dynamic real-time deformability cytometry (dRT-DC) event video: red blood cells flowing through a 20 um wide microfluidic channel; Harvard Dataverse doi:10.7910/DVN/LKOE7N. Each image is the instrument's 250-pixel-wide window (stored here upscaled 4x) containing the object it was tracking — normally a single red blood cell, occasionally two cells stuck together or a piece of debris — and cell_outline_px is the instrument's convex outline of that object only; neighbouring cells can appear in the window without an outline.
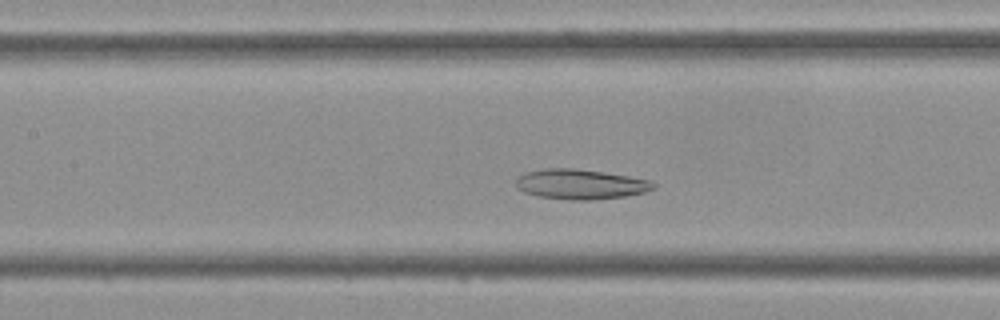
{"species": "Egyptian fruit bat (a non-hibernating species)", "species_latin": "Rousettus aegyptiacus", "temperature_condition": "cold", "stored_images_in_passage": 40, "camera_frame_rate_fps": 3000, "um_per_image_px": 0.085, "frame": {"image": 1, "passage_image": 15, "time_ms": 4.667, "image_size_px": [1000, 320], "cell_outline_px": [[656, 188], [644, 192], [624, 196], [592, 200], [568, 200], [540, 196], [524, 192], [516, 188], [516, 176], [524, 172], [544, 168], [576, 168], [604, 172], [628, 176], [648, 180], [656, 184]], "centroid_in_image_um": [49.29, 15.65], "position_along_channel_um": 158.1, "area_um2": 24.16}}
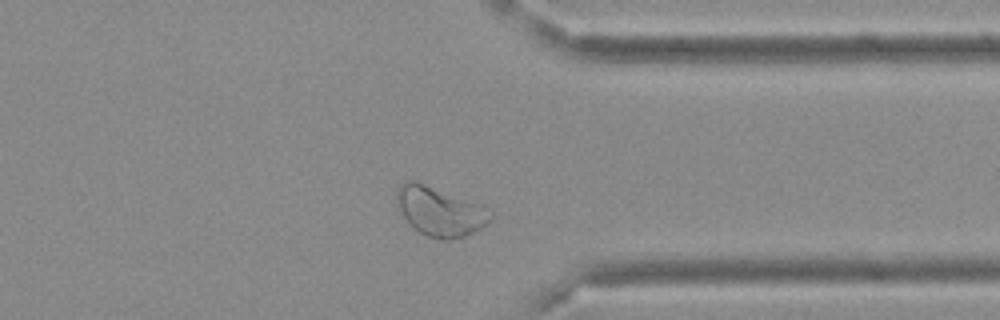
{"frame": {"image": 2, "passage_image": 30, "time_ms": 9.667, "image_size_px": [1000, 320], "cell_outline_px": [[492, 220], [480, 228], [464, 236], [448, 240], [444, 240], [428, 236], [420, 232], [404, 216], [396, 204], [396, 188], [400, 184], [408, 180], [416, 180], [480, 204], [488, 208], [492, 212]], "centroid_in_image_um": [37.39, 17.94], "position_along_channel_um": 374.0, "area_um2": 26.7}}
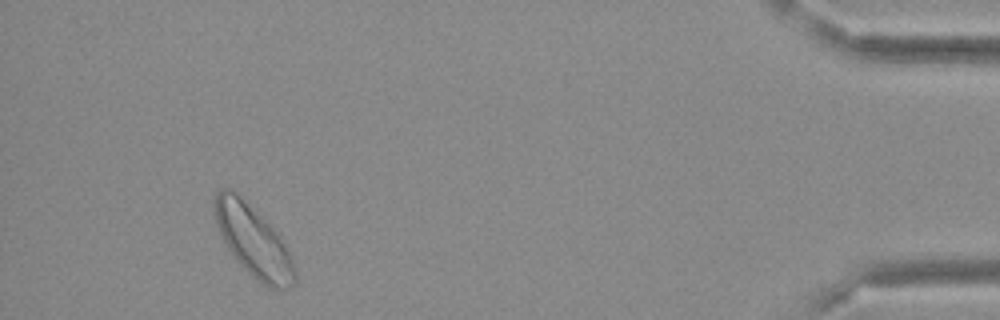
{"frame": {"image": 3, "passage_image": 37, "time_ms": 12.0, "image_size_px": [1000, 320], "cell_outline_px": [[296, 280], [292, 288], [280, 292], [268, 288], [252, 276], [232, 256], [216, 224], [212, 212], [212, 200], [216, 192], [220, 188], [228, 188], [240, 192], [284, 240], [292, 256], [296, 268]], "centroid_in_image_um": [21.54, 20.47], "position_along_channel_um": 413.7, "area_um2": 34.51}}